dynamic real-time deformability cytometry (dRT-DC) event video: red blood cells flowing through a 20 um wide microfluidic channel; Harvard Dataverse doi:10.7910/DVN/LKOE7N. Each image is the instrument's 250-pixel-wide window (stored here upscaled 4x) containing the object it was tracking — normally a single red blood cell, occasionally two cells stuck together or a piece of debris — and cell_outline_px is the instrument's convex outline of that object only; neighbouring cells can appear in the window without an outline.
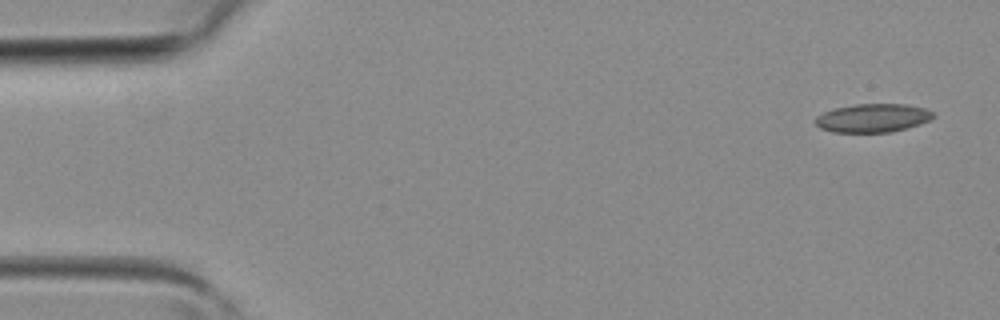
{"species": "common noctule bat (a hibernating species)", "species_latin": "Nyctalus noctula", "temperature_condition": "room temperature", "stored_images_in_passage": 4, "camera_frame_rate_fps": 3000, "um_per_image_px": 0.085, "animal": {"sex": "female", "body_mass_g": 19.3, "forearm_length_mm": 54.1}, "frame": {"image": 1, "passage_image": 1, "time_ms": 0.0, "image_size_px": [1000, 320], "cell_outline_px": [[936, 116], [920, 124], [892, 132], [832, 132], [820, 128], [816, 124], [816, 116], [824, 112], [836, 108], [856, 104], [904, 104], [924, 108], [932, 112]], "centroid_in_image_um": [74.19, 10.03], "position_along_channel_um": 10.8, "area_um2": 19.42}}